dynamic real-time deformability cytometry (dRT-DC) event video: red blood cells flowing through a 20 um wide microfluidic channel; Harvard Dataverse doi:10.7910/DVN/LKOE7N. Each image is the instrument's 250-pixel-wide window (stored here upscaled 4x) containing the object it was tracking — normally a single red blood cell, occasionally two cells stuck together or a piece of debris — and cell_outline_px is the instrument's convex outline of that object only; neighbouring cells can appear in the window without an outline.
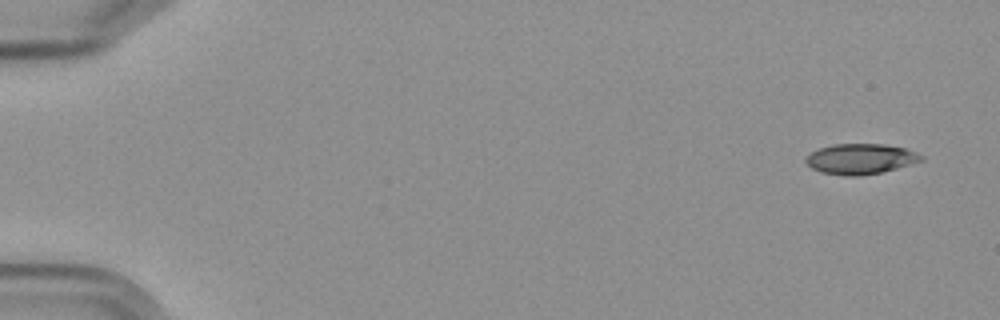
{"species": "Egyptian fruit bat (a non-hibernating species)", "species_latin": "Rousettus aegyptiacus", "temperature_condition": "cold", "stored_images_in_passage": 5, "camera_frame_rate_fps": 3000, "um_per_image_px": 0.085, "frame": {"image": 1, "passage_image": 1, "time_ms": 0.0, "image_size_px": [1000, 320], "cell_outline_px": [[924, 160], [896, 168], [880, 172], [860, 176], [844, 176], [820, 172], [812, 168], [804, 160], [812, 152], [820, 148], [832, 144], [884, 144], [904, 148], [924, 156]], "centroid_in_image_um": [73.13, 13.51], "position_along_channel_um": 11.9, "area_um2": 20.29}}
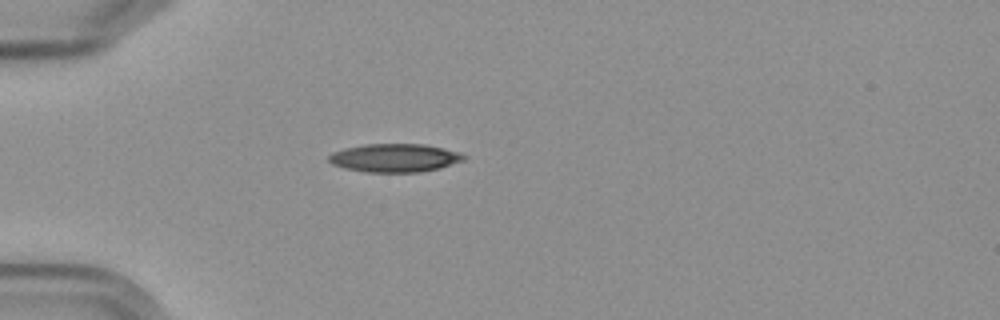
{"frame": {"image": 2, "passage_image": 5, "time_ms": 4.667, "image_size_px": [1000, 320], "cell_outline_px": [[468, 156], [464, 160], [440, 168], [420, 172], [364, 172], [344, 168], [332, 164], [328, 160], [328, 156], [332, 152], [344, 148], [364, 144], [424, 144], [444, 148], [460, 152]], "centroid_in_image_um": [33.55, 13.42], "position_along_channel_um": 51.4, "area_um2": 22.48}}